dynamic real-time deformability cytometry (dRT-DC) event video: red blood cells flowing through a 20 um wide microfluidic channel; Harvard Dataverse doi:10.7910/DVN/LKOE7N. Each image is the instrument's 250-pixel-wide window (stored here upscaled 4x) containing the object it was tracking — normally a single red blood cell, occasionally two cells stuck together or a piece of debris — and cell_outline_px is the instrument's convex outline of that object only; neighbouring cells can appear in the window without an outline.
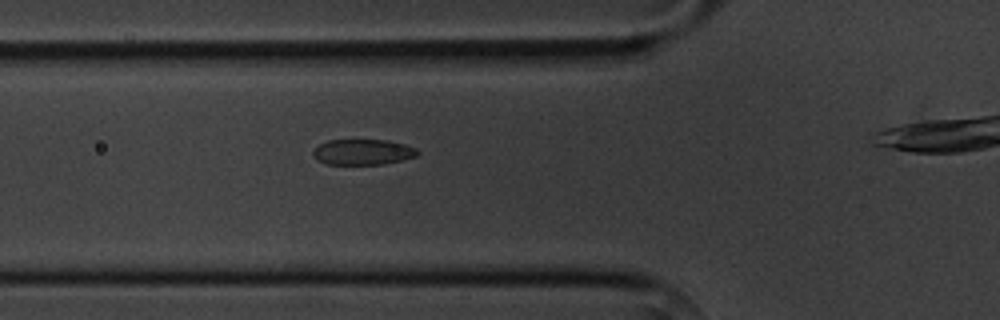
{"species": "common noctule bat (a hibernating species)", "species_latin": "Nyctalus noctula", "temperature_condition": "cold", "stored_images_in_passage": 5, "camera_frame_rate_fps": 3000, "um_per_image_px": 0.085, "animal": {"sex": "male", "body_mass_g": 20.1, "forearm_length_mm": 53.5}, "frame": {"image": 1, "passage_image": 4, "time_ms": 3.333, "image_size_px": [1000, 320], "cell_outline_px": [[420, 152], [416, 156], [384, 164], [328, 164], [316, 160], [312, 152], [320, 144], [328, 140], [388, 140], [404, 144], [416, 148]], "centroid_in_image_um": [30.84, 12.92], "position_along_channel_um": 95.0, "area_um2": 15.49}}